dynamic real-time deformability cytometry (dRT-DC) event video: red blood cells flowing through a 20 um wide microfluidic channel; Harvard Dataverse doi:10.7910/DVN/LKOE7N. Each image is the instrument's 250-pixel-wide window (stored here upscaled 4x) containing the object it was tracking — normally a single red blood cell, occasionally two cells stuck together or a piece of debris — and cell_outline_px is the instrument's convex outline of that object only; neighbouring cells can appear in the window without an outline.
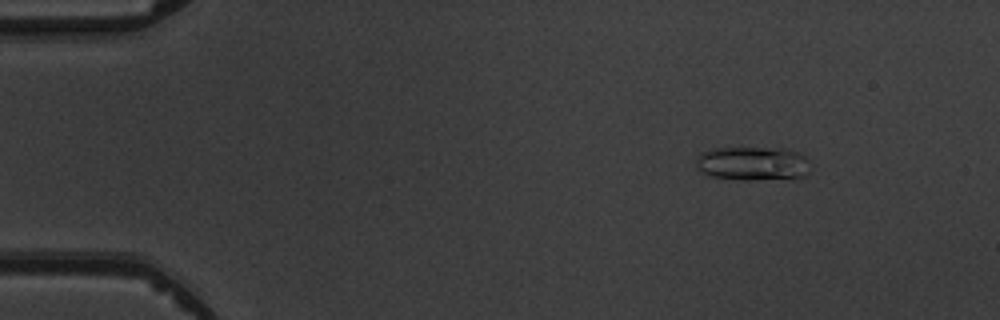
{"species": "common noctule bat (a hibernating species)", "species_latin": "Nyctalus noctula", "temperature_condition": "warm", "stored_images_in_passage": 4, "camera_frame_rate_fps": 3000, "um_per_image_px": 0.085, "animal": {"sex": "male", "body_mass_g": 19.5, "forearm_length_mm": 54.6}, "frame": {"image": 1, "passage_image": 2, "time_ms": 1.0, "image_size_px": [1000, 320], "cell_outline_px": [[808, 172], [804, 176], [796, 180], [744, 180], [708, 176], [700, 172], [696, 164], [696, 156], [700, 152], [712, 148], [784, 148], [796, 152], [804, 156], [808, 160]], "centroid_in_image_um": [63.98, 13.92], "position_along_channel_um": 21.0, "area_um2": 23.24}}